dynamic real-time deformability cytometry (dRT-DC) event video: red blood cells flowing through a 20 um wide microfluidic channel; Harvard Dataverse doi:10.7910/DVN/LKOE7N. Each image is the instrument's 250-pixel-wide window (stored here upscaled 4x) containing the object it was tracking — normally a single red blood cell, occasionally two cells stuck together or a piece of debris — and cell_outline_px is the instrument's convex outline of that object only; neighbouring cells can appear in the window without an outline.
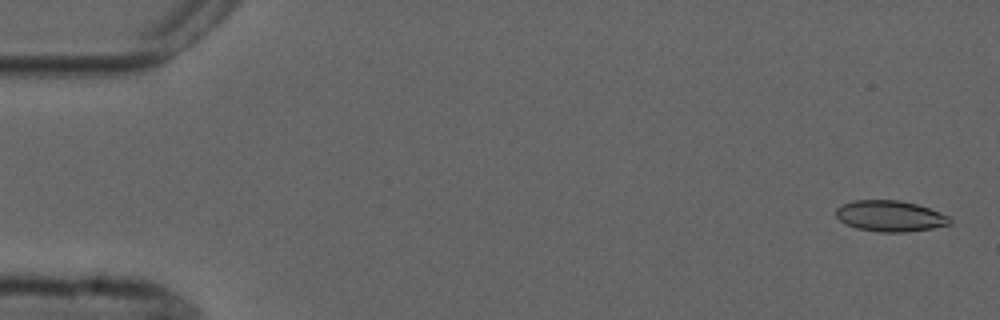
{"species": "common noctule bat (a hibernating species)", "species_latin": "Nyctalus noctula", "temperature_condition": "cold", "stored_images_in_passage": 5, "camera_frame_rate_fps": 3000, "um_per_image_px": 0.085, "animal": {"sex": "male", "forearm_length_mm": 52.5}, "frame": {"image": 1, "passage_image": 1, "time_ms": 0.0, "image_size_px": [1000, 320], "cell_outline_px": [[952, 224], [932, 228], [904, 232], [880, 232], [856, 228], [844, 224], [836, 216], [836, 208], [852, 200], [900, 200], [916, 204], [940, 212], [948, 216], [952, 220]], "centroid_in_image_um": [75.65, 18.36], "position_along_channel_um": 9.3, "area_um2": 20.58}}
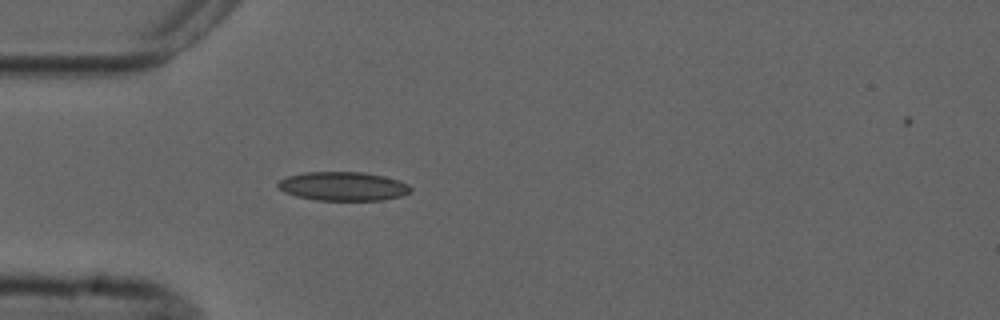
{"frame": {"image": 2, "passage_image": 5, "time_ms": 4.667, "image_size_px": [1000, 320], "cell_outline_px": [[412, 192], [400, 196], [384, 200], [316, 200], [296, 196], [284, 192], [276, 184], [280, 180], [288, 176], [304, 172], [364, 172], [384, 176], [400, 180], [408, 184], [412, 188]], "centroid_in_image_um": [29.19, 15.83], "position_along_channel_um": 55.8, "area_um2": 22.43}}